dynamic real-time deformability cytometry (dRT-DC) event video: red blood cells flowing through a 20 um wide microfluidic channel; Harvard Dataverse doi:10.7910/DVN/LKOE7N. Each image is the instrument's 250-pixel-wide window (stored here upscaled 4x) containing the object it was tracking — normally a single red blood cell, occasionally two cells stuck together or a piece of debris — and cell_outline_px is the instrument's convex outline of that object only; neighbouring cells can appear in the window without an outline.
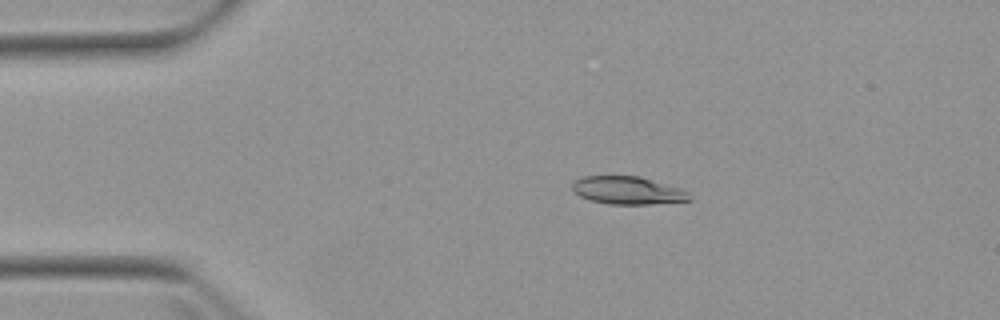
{"species": "Egyptian fruit bat (a non-hibernating species)", "species_latin": "Rousettus aegyptiacus", "temperature_condition": "warm", "stored_images_in_passage": 6, "camera_frame_rate_fps": 3000, "um_per_image_px": 0.085, "animal": {"sex": "female"}, "frame": {"image": 1, "passage_image": 3, "time_ms": 2.333, "image_size_px": [1000, 320], "cell_outline_px": [[692, 200], [648, 204], [608, 204], [592, 200], [580, 196], [572, 188], [572, 184], [576, 180], [584, 176], [640, 176], [680, 188], [688, 192], [692, 196]], "centroid_in_image_um": [53.39, 16.18], "position_along_channel_um": 31.6, "area_um2": 18.84}}
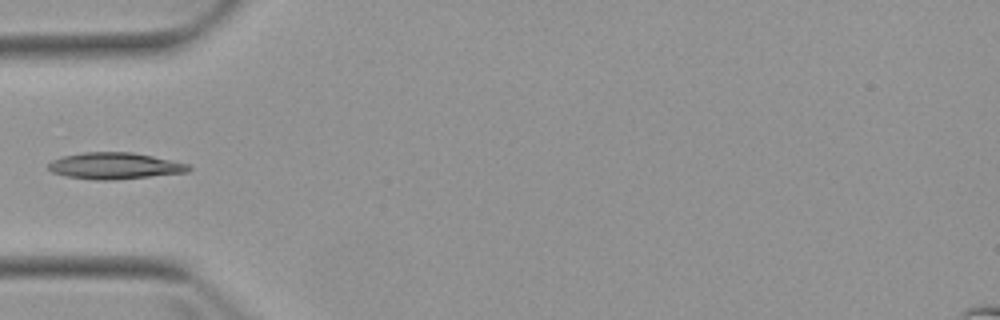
{"frame": {"image": 2, "passage_image": 5, "time_ms": 4.667, "image_size_px": [1000, 320], "cell_outline_px": [[192, 168], [188, 172], [112, 180], [96, 180], [64, 176], [52, 172], [48, 168], [48, 164], [52, 160], [64, 156], [84, 152], [132, 152], [152, 156], [188, 164]], "centroid_in_image_um": [9.73, 14.1], "position_along_channel_um": 75.3, "area_um2": 21.5}}
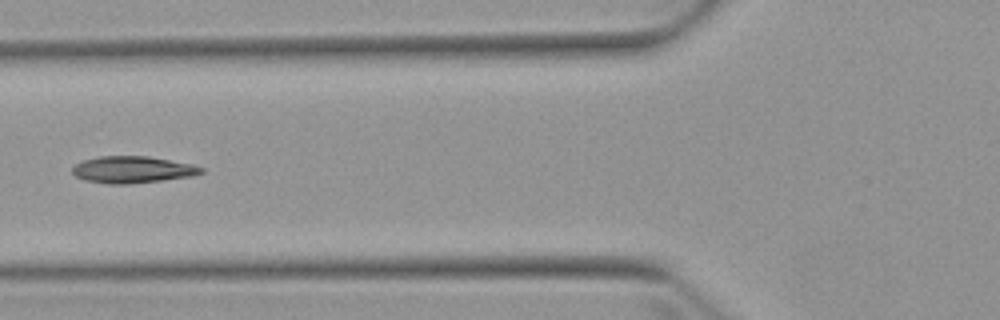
{"frame": {"image": 3, "passage_image": 6, "time_ms": 5.667, "image_size_px": [1000, 320], "cell_outline_px": [[204, 172], [192, 176], [160, 180], [124, 184], [108, 184], [84, 180], [76, 176], [72, 172], [72, 168], [76, 164], [84, 160], [100, 156], [148, 156], [192, 164], [204, 168]], "centroid_in_image_um": [11.26, 14.41], "position_along_channel_um": 114.5, "area_um2": 19.94}}